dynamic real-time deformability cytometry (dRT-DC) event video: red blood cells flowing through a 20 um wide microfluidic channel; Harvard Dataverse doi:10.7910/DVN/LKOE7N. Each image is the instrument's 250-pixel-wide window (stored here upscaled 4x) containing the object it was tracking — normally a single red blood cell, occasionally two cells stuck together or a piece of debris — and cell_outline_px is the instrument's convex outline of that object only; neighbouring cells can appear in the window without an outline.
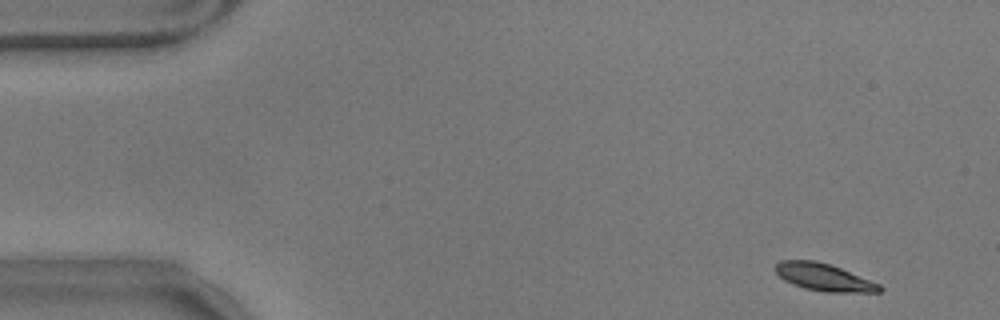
{"species": "common noctule bat (a hibernating species)", "species_latin": "Nyctalus noctula", "temperature_condition": "warm", "stored_images_in_passage": 54, "camera_frame_rate_fps": 3000, "um_per_image_px": 0.085, "animal": {"sex": "male", "body_mass_g": 17.9}, "frame": {"image": 1, "passage_image": 1, "time_ms": 0.0, "image_size_px": [1000, 320], "cell_outline_px": [[884, 288], [880, 292], [824, 292], [804, 288], [792, 284], [784, 280], [776, 272], [776, 264], [780, 260], [816, 260], [840, 268], [880, 284]], "centroid_in_image_um": [70.03, 23.57], "position_along_channel_um": 15.0, "area_um2": 16.47}}
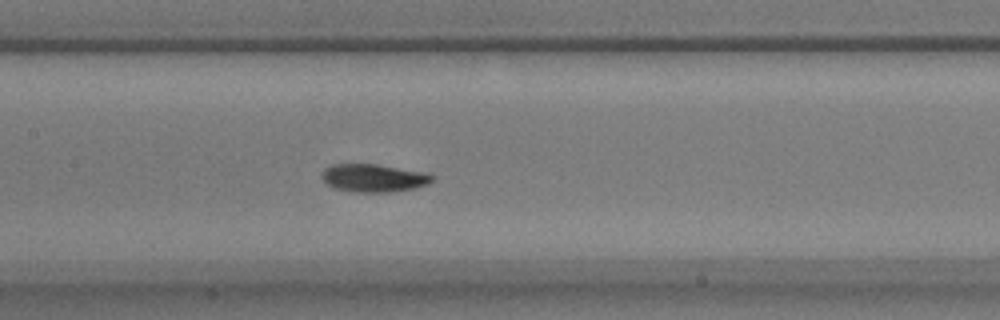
{"frame": {"image": 2, "passage_image": 24, "time_ms": 7.667, "image_size_px": [1000, 320], "cell_outline_px": [[436, 176], [428, 184], [412, 188], [388, 192], [356, 192], [332, 188], [320, 176], [320, 172], [324, 168], [332, 164], [376, 164], [424, 172]], "centroid_in_image_um": [31.71, 15.12], "position_along_channel_um": 175.7, "area_um2": 17.98}}
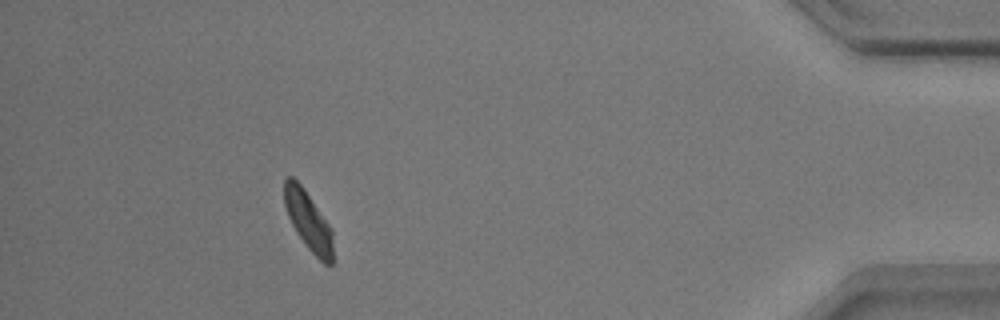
{"frame": {"image": 3, "passage_image": 49, "time_ms": 16.0, "image_size_px": [1000, 320], "cell_outline_px": [[332, 264], [324, 264], [308, 248], [296, 232], [288, 216], [284, 204], [284, 180], [288, 176], [292, 176], [304, 188], [332, 228]], "centroid_in_image_um": [26.19, 18.74], "position_along_channel_um": 409.0, "area_um2": 16.59}, "authors_computed_cell_mechanics": {"area_um2": 17.4556, "velocity_mm_per_s": 3.4848, "shape_relaxation_time_tau1_ms": 2.5847, "shape_relaxation_time_tau2_ms": 2.2686, "deformation_change_tau1": 0.1078, "deformation_change_tau2": 0.0465}}